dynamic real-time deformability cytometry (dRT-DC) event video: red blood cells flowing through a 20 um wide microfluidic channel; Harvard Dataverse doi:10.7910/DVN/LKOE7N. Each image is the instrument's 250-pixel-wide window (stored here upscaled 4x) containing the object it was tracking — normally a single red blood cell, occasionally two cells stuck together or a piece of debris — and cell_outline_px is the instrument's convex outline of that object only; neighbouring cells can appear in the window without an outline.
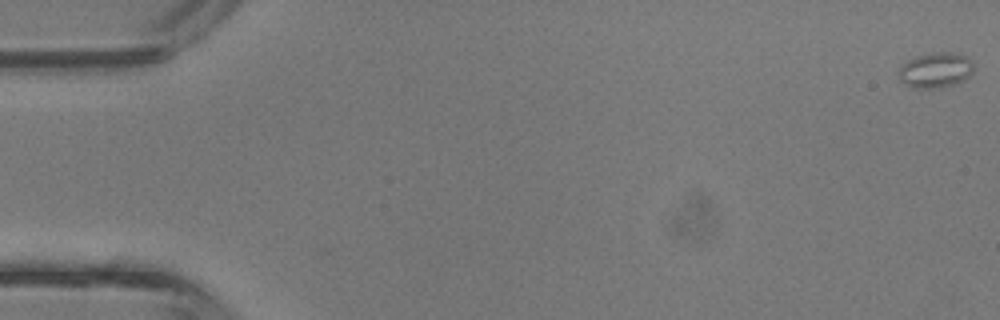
{"species": "common noctule bat (a hibernating species)", "species_latin": "Nyctalus noctula", "temperature_condition": "room temperature", "stored_images_in_passage": 44, "camera_frame_rate_fps": 3000, "um_per_image_px": 0.085, "animal": {"sex": "male", "body_mass_g": 13.3}, "frame": {"image": 1, "passage_image": 1, "time_ms": 0.0, "image_size_px": [1000, 320], "cell_outline_px": [[972, 72], [964, 80], [956, 84], [940, 88], [912, 88], [904, 84], [900, 80], [900, 68], [908, 60], [916, 56], [936, 52], [952, 52], [968, 56], [972, 60]], "centroid_in_image_um": [79.55, 5.97], "position_along_channel_um": 5.5, "area_um2": 15.43}}
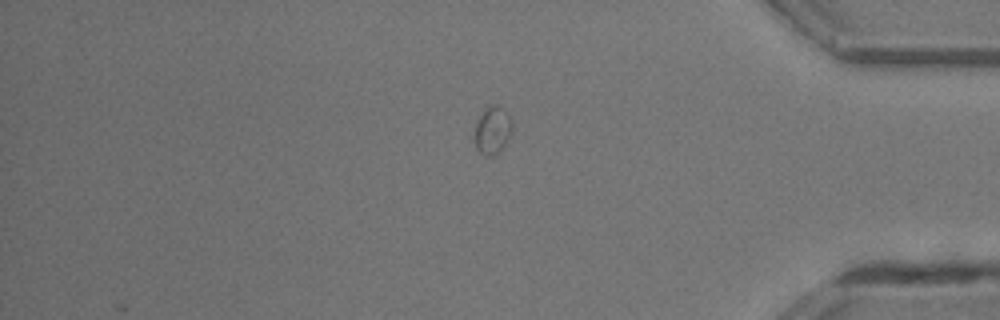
{"frame": {"image": 2, "passage_image": 37, "time_ms": 12.0, "image_size_px": [1000, 320], "cell_outline_px": [[512, 132], [508, 140], [492, 156], [484, 156], [476, 148], [472, 140], [472, 136], [476, 120], [492, 104], [496, 104], [512, 120]], "centroid_in_image_um": [41.8, 11.11], "position_along_channel_um": 393.4, "area_um2": 10.4}}
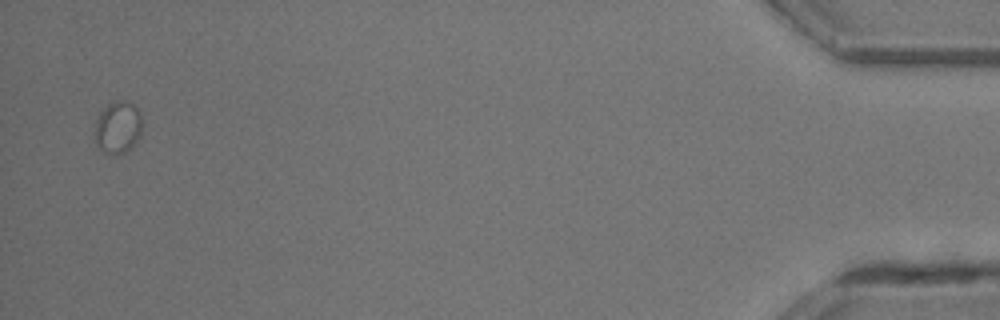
{"frame": {"image": 3, "passage_image": 43, "time_ms": 14.0, "image_size_px": [1000, 320], "cell_outline_px": [[140, 136], [132, 148], [124, 152], [112, 156], [100, 148], [96, 144], [96, 120], [100, 112], [112, 100], [128, 100], [140, 112]], "centroid_in_image_um": [10.02, 10.81], "position_along_channel_um": 425.2, "area_um2": 14.33}}